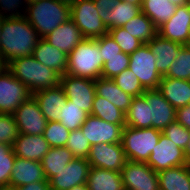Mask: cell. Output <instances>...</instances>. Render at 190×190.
Wrapping results in <instances>:
<instances>
[{
	"label": "cell",
	"instance_id": "45",
	"mask_svg": "<svg viewBox=\"0 0 190 190\" xmlns=\"http://www.w3.org/2000/svg\"><path fill=\"white\" fill-rule=\"evenodd\" d=\"M95 40L99 44V51L104 63L107 61L108 57L121 56V48L109 33L104 34Z\"/></svg>",
	"mask_w": 190,
	"mask_h": 190
},
{
	"label": "cell",
	"instance_id": "46",
	"mask_svg": "<svg viewBox=\"0 0 190 190\" xmlns=\"http://www.w3.org/2000/svg\"><path fill=\"white\" fill-rule=\"evenodd\" d=\"M93 1L95 3V7L98 11V14L102 22L108 29V16H110L108 13L109 11L112 10V8H114L117 5L118 0H93Z\"/></svg>",
	"mask_w": 190,
	"mask_h": 190
},
{
	"label": "cell",
	"instance_id": "21",
	"mask_svg": "<svg viewBox=\"0 0 190 190\" xmlns=\"http://www.w3.org/2000/svg\"><path fill=\"white\" fill-rule=\"evenodd\" d=\"M44 39L53 47L69 55L84 37L76 24L71 19H68L45 36Z\"/></svg>",
	"mask_w": 190,
	"mask_h": 190
},
{
	"label": "cell",
	"instance_id": "38",
	"mask_svg": "<svg viewBox=\"0 0 190 190\" xmlns=\"http://www.w3.org/2000/svg\"><path fill=\"white\" fill-rule=\"evenodd\" d=\"M69 134L70 130H68L59 121L47 122L43 132L44 139L53 148L66 146Z\"/></svg>",
	"mask_w": 190,
	"mask_h": 190
},
{
	"label": "cell",
	"instance_id": "15",
	"mask_svg": "<svg viewBox=\"0 0 190 190\" xmlns=\"http://www.w3.org/2000/svg\"><path fill=\"white\" fill-rule=\"evenodd\" d=\"M90 167L86 158L75 157L49 180L50 190H69L77 185L87 184Z\"/></svg>",
	"mask_w": 190,
	"mask_h": 190
},
{
	"label": "cell",
	"instance_id": "2",
	"mask_svg": "<svg viewBox=\"0 0 190 190\" xmlns=\"http://www.w3.org/2000/svg\"><path fill=\"white\" fill-rule=\"evenodd\" d=\"M8 70L31 94L60 84V75L37 61L32 55L13 59L8 63Z\"/></svg>",
	"mask_w": 190,
	"mask_h": 190
},
{
	"label": "cell",
	"instance_id": "50",
	"mask_svg": "<svg viewBox=\"0 0 190 190\" xmlns=\"http://www.w3.org/2000/svg\"><path fill=\"white\" fill-rule=\"evenodd\" d=\"M184 154H185L187 165H190V141L188 142V145L184 151Z\"/></svg>",
	"mask_w": 190,
	"mask_h": 190
},
{
	"label": "cell",
	"instance_id": "7",
	"mask_svg": "<svg viewBox=\"0 0 190 190\" xmlns=\"http://www.w3.org/2000/svg\"><path fill=\"white\" fill-rule=\"evenodd\" d=\"M129 69L145 90L158 89L162 76L157 70L156 58L147 44H142L130 54Z\"/></svg>",
	"mask_w": 190,
	"mask_h": 190
},
{
	"label": "cell",
	"instance_id": "36",
	"mask_svg": "<svg viewBox=\"0 0 190 190\" xmlns=\"http://www.w3.org/2000/svg\"><path fill=\"white\" fill-rule=\"evenodd\" d=\"M112 80L123 92L132 97L141 96L145 92L139 79L129 68L116 75Z\"/></svg>",
	"mask_w": 190,
	"mask_h": 190
},
{
	"label": "cell",
	"instance_id": "1",
	"mask_svg": "<svg viewBox=\"0 0 190 190\" xmlns=\"http://www.w3.org/2000/svg\"><path fill=\"white\" fill-rule=\"evenodd\" d=\"M39 39L25 16L2 18L0 55L8 63L19 57L31 56Z\"/></svg>",
	"mask_w": 190,
	"mask_h": 190
},
{
	"label": "cell",
	"instance_id": "56",
	"mask_svg": "<svg viewBox=\"0 0 190 190\" xmlns=\"http://www.w3.org/2000/svg\"><path fill=\"white\" fill-rule=\"evenodd\" d=\"M1 24H2V18L0 17V35H1Z\"/></svg>",
	"mask_w": 190,
	"mask_h": 190
},
{
	"label": "cell",
	"instance_id": "25",
	"mask_svg": "<svg viewBox=\"0 0 190 190\" xmlns=\"http://www.w3.org/2000/svg\"><path fill=\"white\" fill-rule=\"evenodd\" d=\"M88 190H125L121 172L90 167Z\"/></svg>",
	"mask_w": 190,
	"mask_h": 190
},
{
	"label": "cell",
	"instance_id": "28",
	"mask_svg": "<svg viewBox=\"0 0 190 190\" xmlns=\"http://www.w3.org/2000/svg\"><path fill=\"white\" fill-rule=\"evenodd\" d=\"M74 158L75 156L65 146L51 147L40 161L47 181L57 175V172L67 166Z\"/></svg>",
	"mask_w": 190,
	"mask_h": 190
},
{
	"label": "cell",
	"instance_id": "47",
	"mask_svg": "<svg viewBox=\"0 0 190 190\" xmlns=\"http://www.w3.org/2000/svg\"><path fill=\"white\" fill-rule=\"evenodd\" d=\"M176 121L190 130V104L176 109Z\"/></svg>",
	"mask_w": 190,
	"mask_h": 190
},
{
	"label": "cell",
	"instance_id": "5",
	"mask_svg": "<svg viewBox=\"0 0 190 190\" xmlns=\"http://www.w3.org/2000/svg\"><path fill=\"white\" fill-rule=\"evenodd\" d=\"M162 131L155 128L125 126L121 143L128 161L147 162L157 145Z\"/></svg>",
	"mask_w": 190,
	"mask_h": 190
},
{
	"label": "cell",
	"instance_id": "22",
	"mask_svg": "<svg viewBox=\"0 0 190 190\" xmlns=\"http://www.w3.org/2000/svg\"><path fill=\"white\" fill-rule=\"evenodd\" d=\"M156 58V67L161 76H165L171 63L179 55L180 43L165 39L157 34L150 42L146 43Z\"/></svg>",
	"mask_w": 190,
	"mask_h": 190
},
{
	"label": "cell",
	"instance_id": "30",
	"mask_svg": "<svg viewBox=\"0 0 190 190\" xmlns=\"http://www.w3.org/2000/svg\"><path fill=\"white\" fill-rule=\"evenodd\" d=\"M126 126L135 128H151L149 105L141 95L133 97L128 111L125 113Z\"/></svg>",
	"mask_w": 190,
	"mask_h": 190
},
{
	"label": "cell",
	"instance_id": "12",
	"mask_svg": "<svg viewBox=\"0 0 190 190\" xmlns=\"http://www.w3.org/2000/svg\"><path fill=\"white\" fill-rule=\"evenodd\" d=\"M91 167L121 172L128 161L122 143L92 145L86 158Z\"/></svg>",
	"mask_w": 190,
	"mask_h": 190
},
{
	"label": "cell",
	"instance_id": "10",
	"mask_svg": "<svg viewBox=\"0 0 190 190\" xmlns=\"http://www.w3.org/2000/svg\"><path fill=\"white\" fill-rule=\"evenodd\" d=\"M125 126L126 124L108 123L89 114L80 129L92 146L101 143H121Z\"/></svg>",
	"mask_w": 190,
	"mask_h": 190
},
{
	"label": "cell",
	"instance_id": "52",
	"mask_svg": "<svg viewBox=\"0 0 190 190\" xmlns=\"http://www.w3.org/2000/svg\"><path fill=\"white\" fill-rule=\"evenodd\" d=\"M69 190H88V186H87V184H80Z\"/></svg>",
	"mask_w": 190,
	"mask_h": 190
},
{
	"label": "cell",
	"instance_id": "48",
	"mask_svg": "<svg viewBox=\"0 0 190 190\" xmlns=\"http://www.w3.org/2000/svg\"><path fill=\"white\" fill-rule=\"evenodd\" d=\"M14 190H50L49 181H37L28 185L14 188Z\"/></svg>",
	"mask_w": 190,
	"mask_h": 190
},
{
	"label": "cell",
	"instance_id": "32",
	"mask_svg": "<svg viewBox=\"0 0 190 190\" xmlns=\"http://www.w3.org/2000/svg\"><path fill=\"white\" fill-rule=\"evenodd\" d=\"M91 115L113 124H126L125 113L103 97L95 95Z\"/></svg>",
	"mask_w": 190,
	"mask_h": 190
},
{
	"label": "cell",
	"instance_id": "11",
	"mask_svg": "<svg viewBox=\"0 0 190 190\" xmlns=\"http://www.w3.org/2000/svg\"><path fill=\"white\" fill-rule=\"evenodd\" d=\"M32 94L7 70L0 76V113L12 115Z\"/></svg>",
	"mask_w": 190,
	"mask_h": 190
},
{
	"label": "cell",
	"instance_id": "16",
	"mask_svg": "<svg viewBox=\"0 0 190 190\" xmlns=\"http://www.w3.org/2000/svg\"><path fill=\"white\" fill-rule=\"evenodd\" d=\"M158 34L173 42L190 45V3L177 6L175 14L158 28Z\"/></svg>",
	"mask_w": 190,
	"mask_h": 190
},
{
	"label": "cell",
	"instance_id": "34",
	"mask_svg": "<svg viewBox=\"0 0 190 190\" xmlns=\"http://www.w3.org/2000/svg\"><path fill=\"white\" fill-rule=\"evenodd\" d=\"M60 114L58 121L70 131L80 129L89 115L69 99H67V103L62 107Z\"/></svg>",
	"mask_w": 190,
	"mask_h": 190
},
{
	"label": "cell",
	"instance_id": "51",
	"mask_svg": "<svg viewBox=\"0 0 190 190\" xmlns=\"http://www.w3.org/2000/svg\"><path fill=\"white\" fill-rule=\"evenodd\" d=\"M171 3L176 4L177 6L185 5L190 3L189 0H169Z\"/></svg>",
	"mask_w": 190,
	"mask_h": 190
},
{
	"label": "cell",
	"instance_id": "3",
	"mask_svg": "<svg viewBox=\"0 0 190 190\" xmlns=\"http://www.w3.org/2000/svg\"><path fill=\"white\" fill-rule=\"evenodd\" d=\"M25 18L39 37L44 38L70 19V6L57 0H39L27 5Z\"/></svg>",
	"mask_w": 190,
	"mask_h": 190
},
{
	"label": "cell",
	"instance_id": "41",
	"mask_svg": "<svg viewBox=\"0 0 190 190\" xmlns=\"http://www.w3.org/2000/svg\"><path fill=\"white\" fill-rule=\"evenodd\" d=\"M130 55L121 52V56L108 57L103 65L101 77L112 79L122 71L129 68Z\"/></svg>",
	"mask_w": 190,
	"mask_h": 190
},
{
	"label": "cell",
	"instance_id": "27",
	"mask_svg": "<svg viewBox=\"0 0 190 190\" xmlns=\"http://www.w3.org/2000/svg\"><path fill=\"white\" fill-rule=\"evenodd\" d=\"M160 190H190L188 165L171 167L157 172Z\"/></svg>",
	"mask_w": 190,
	"mask_h": 190
},
{
	"label": "cell",
	"instance_id": "14",
	"mask_svg": "<svg viewBox=\"0 0 190 190\" xmlns=\"http://www.w3.org/2000/svg\"><path fill=\"white\" fill-rule=\"evenodd\" d=\"M146 163L155 172L187 164L184 151L163 134Z\"/></svg>",
	"mask_w": 190,
	"mask_h": 190
},
{
	"label": "cell",
	"instance_id": "24",
	"mask_svg": "<svg viewBox=\"0 0 190 190\" xmlns=\"http://www.w3.org/2000/svg\"><path fill=\"white\" fill-rule=\"evenodd\" d=\"M32 56L60 76L66 74L68 55L53 47L44 38H40Z\"/></svg>",
	"mask_w": 190,
	"mask_h": 190
},
{
	"label": "cell",
	"instance_id": "18",
	"mask_svg": "<svg viewBox=\"0 0 190 190\" xmlns=\"http://www.w3.org/2000/svg\"><path fill=\"white\" fill-rule=\"evenodd\" d=\"M32 95L37 100L38 106L47 122L58 121L62 107L67 103L62 86L59 84L56 87L37 91Z\"/></svg>",
	"mask_w": 190,
	"mask_h": 190
},
{
	"label": "cell",
	"instance_id": "49",
	"mask_svg": "<svg viewBox=\"0 0 190 190\" xmlns=\"http://www.w3.org/2000/svg\"><path fill=\"white\" fill-rule=\"evenodd\" d=\"M8 62L0 55V76L8 70Z\"/></svg>",
	"mask_w": 190,
	"mask_h": 190
},
{
	"label": "cell",
	"instance_id": "35",
	"mask_svg": "<svg viewBox=\"0 0 190 190\" xmlns=\"http://www.w3.org/2000/svg\"><path fill=\"white\" fill-rule=\"evenodd\" d=\"M164 77L190 81V45H183L179 49V55L171 63Z\"/></svg>",
	"mask_w": 190,
	"mask_h": 190
},
{
	"label": "cell",
	"instance_id": "9",
	"mask_svg": "<svg viewBox=\"0 0 190 190\" xmlns=\"http://www.w3.org/2000/svg\"><path fill=\"white\" fill-rule=\"evenodd\" d=\"M121 175L125 190H160L157 172L146 162L127 161Z\"/></svg>",
	"mask_w": 190,
	"mask_h": 190
},
{
	"label": "cell",
	"instance_id": "57",
	"mask_svg": "<svg viewBox=\"0 0 190 190\" xmlns=\"http://www.w3.org/2000/svg\"><path fill=\"white\" fill-rule=\"evenodd\" d=\"M0 190H14V189H11V188H0Z\"/></svg>",
	"mask_w": 190,
	"mask_h": 190
},
{
	"label": "cell",
	"instance_id": "19",
	"mask_svg": "<svg viewBox=\"0 0 190 190\" xmlns=\"http://www.w3.org/2000/svg\"><path fill=\"white\" fill-rule=\"evenodd\" d=\"M15 156L40 162L51 149L50 144L41 135H28L19 133L12 145Z\"/></svg>",
	"mask_w": 190,
	"mask_h": 190
},
{
	"label": "cell",
	"instance_id": "37",
	"mask_svg": "<svg viewBox=\"0 0 190 190\" xmlns=\"http://www.w3.org/2000/svg\"><path fill=\"white\" fill-rule=\"evenodd\" d=\"M15 158L12 146L0 143V188H10Z\"/></svg>",
	"mask_w": 190,
	"mask_h": 190
},
{
	"label": "cell",
	"instance_id": "26",
	"mask_svg": "<svg viewBox=\"0 0 190 190\" xmlns=\"http://www.w3.org/2000/svg\"><path fill=\"white\" fill-rule=\"evenodd\" d=\"M96 95L105 98L122 112L126 113L133 97L123 92L112 79L98 78L95 80Z\"/></svg>",
	"mask_w": 190,
	"mask_h": 190
},
{
	"label": "cell",
	"instance_id": "54",
	"mask_svg": "<svg viewBox=\"0 0 190 190\" xmlns=\"http://www.w3.org/2000/svg\"><path fill=\"white\" fill-rule=\"evenodd\" d=\"M57 1L62 2L71 7L77 0H57Z\"/></svg>",
	"mask_w": 190,
	"mask_h": 190
},
{
	"label": "cell",
	"instance_id": "17",
	"mask_svg": "<svg viewBox=\"0 0 190 190\" xmlns=\"http://www.w3.org/2000/svg\"><path fill=\"white\" fill-rule=\"evenodd\" d=\"M142 96L149 105L152 128L163 131L170 123L176 121V109L158 89L145 90Z\"/></svg>",
	"mask_w": 190,
	"mask_h": 190
},
{
	"label": "cell",
	"instance_id": "6",
	"mask_svg": "<svg viewBox=\"0 0 190 190\" xmlns=\"http://www.w3.org/2000/svg\"><path fill=\"white\" fill-rule=\"evenodd\" d=\"M70 19L80 29L84 38L96 39L108 33L93 0H77L70 7Z\"/></svg>",
	"mask_w": 190,
	"mask_h": 190
},
{
	"label": "cell",
	"instance_id": "44",
	"mask_svg": "<svg viewBox=\"0 0 190 190\" xmlns=\"http://www.w3.org/2000/svg\"><path fill=\"white\" fill-rule=\"evenodd\" d=\"M27 3L25 0H0V17L14 18L25 16Z\"/></svg>",
	"mask_w": 190,
	"mask_h": 190
},
{
	"label": "cell",
	"instance_id": "20",
	"mask_svg": "<svg viewBox=\"0 0 190 190\" xmlns=\"http://www.w3.org/2000/svg\"><path fill=\"white\" fill-rule=\"evenodd\" d=\"M37 181H47L41 162L15 158L10 178V188L14 189Z\"/></svg>",
	"mask_w": 190,
	"mask_h": 190
},
{
	"label": "cell",
	"instance_id": "29",
	"mask_svg": "<svg viewBox=\"0 0 190 190\" xmlns=\"http://www.w3.org/2000/svg\"><path fill=\"white\" fill-rule=\"evenodd\" d=\"M176 8L169 0H144L141 12L159 28L175 14Z\"/></svg>",
	"mask_w": 190,
	"mask_h": 190
},
{
	"label": "cell",
	"instance_id": "13",
	"mask_svg": "<svg viewBox=\"0 0 190 190\" xmlns=\"http://www.w3.org/2000/svg\"><path fill=\"white\" fill-rule=\"evenodd\" d=\"M12 115L16 121L19 133L28 135L43 134L47 120L33 95L25 100Z\"/></svg>",
	"mask_w": 190,
	"mask_h": 190
},
{
	"label": "cell",
	"instance_id": "39",
	"mask_svg": "<svg viewBox=\"0 0 190 190\" xmlns=\"http://www.w3.org/2000/svg\"><path fill=\"white\" fill-rule=\"evenodd\" d=\"M65 147L77 158H87L91 149V145L81 129L70 131Z\"/></svg>",
	"mask_w": 190,
	"mask_h": 190
},
{
	"label": "cell",
	"instance_id": "33",
	"mask_svg": "<svg viewBox=\"0 0 190 190\" xmlns=\"http://www.w3.org/2000/svg\"><path fill=\"white\" fill-rule=\"evenodd\" d=\"M141 13V7L133 3L118 0L117 5L109 11L108 30L122 27L128 21Z\"/></svg>",
	"mask_w": 190,
	"mask_h": 190
},
{
	"label": "cell",
	"instance_id": "8",
	"mask_svg": "<svg viewBox=\"0 0 190 190\" xmlns=\"http://www.w3.org/2000/svg\"><path fill=\"white\" fill-rule=\"evenodd\" d=\"M60 85L64 89L66 98L91 114L96 95L95 80L64 74L60 77Z\"/></svg>",
	"mask_w": 190,
	"mask_h": 190
},
{
	"label": "cell",
	"instance_id": "31",
	"mask_svg": "<svg viewBox=\"0 0 190 190\" xmlns=\"http://www.w3.org/2000/svg\"><path fill=\"white\" fill-rule=\"evenodd\" d=\"M122 28L143 44L150 42L158 34V28L142 12L124 24Z\"/></svg>",
	"mask_w": 190,
	"mask_h": 190
},
{
	"label": "cell",
	"instance_id": "43",
	"mask_svg": "<svg viewBox=\"0 0 190 190\" xmlns=\"http://www.w3.org/2000/svg\"><path fill=\"white\" fill-rule=\"evenodd\" d=\"M162 134L170 139L177 147L185 151L188 142L190 141V130L183 125L174 121L170 123L163 131Z\"/></svg>",
	"mask_w": 190,
	"mask_h": 190
},
{
	"label": "cell",
	"instance_id": "23",
	"mask_svg": "<svg viewBox=\"0 0 190 190\" xmlns=\"http://www.w3.org/2000/svg\"><path fill=\"white\" fill-rule=\"evenodd\" d=\"M158 90L163 97L175 108L190 104V81L164 77L160 80Z\"/></svg>",
	"mask_w": 190,
	"mask_h": 190
},
{
	"label": "cell",
	"instance_id": "55",
	"mask_svg": "<svg viewBox=\"0 0 190 190\" xmlns=\"http://www.w3.org/2000/svg\"><path fill=\"white\" fill-rule=\"evenodd\" d=\"M27 5L31 4V3H34V2H37L39 0H25Z\"/></svg>",
	"mask_w": 190,
	"mask_h": 190
},
{
	"label": "cell",
	"instance_id": "40",
	"mask_svg": "<svg viewBox=\"0 0 190 190\" xmlns=\"http://www.w3.org/2000/svg\"><path fill=\"white\" fill-rule=\"evenodd\" d=\"M108 33L119 45L121 51L129 55L143 44L140 40L131 36V34L122 27L111 28L108 30Z\"/></svg>",
	"mask_w": 190,
	"mask_h": 190
},
{
	"label": "cell",
	"instance_id": "53",
	"mask_svg": "<svg viewBox=\"0 0 190 190\" xmlns=\"http://www.w3.org/2000/svg\"><path fill=\"white\" fill-rule=\"evenodd\" d=\"M123 1L129 2V3H133V4L141 7L144 0H123Z\"/></svg>",
	"mask_w": 190,
	"mask_h": 190
},
{
	"label": "cell",
	"instance_id": "42",
	"mask_svg": "<svg viewBox=\"0 0 190 190\" xmlns=\"http://www.w3.org/2000/svg\"><path fill=\"white\" fill-rule=\"evenodd\" d=\"M18 136L19 130L13 115L0 113V143L12 146Z\"/></svg>",
	"mask_w": 190,
	"mask_h": 190
},
{
	"label": "cell",
	"instance_id": "4",
	"mask_svg": "<svg viewBox=\"0 0 190 190\" xmlns=\"http://www.w3.org/2000/svg\"><path fill=\"white\" fill-rule=\"evenodd\" d=\"M103 65L97 41L84 38L68 55L66 74L96 80Z\"/></svg>",
	"mask_w": 190,
	"mask_h": 190
}]
</instances>
